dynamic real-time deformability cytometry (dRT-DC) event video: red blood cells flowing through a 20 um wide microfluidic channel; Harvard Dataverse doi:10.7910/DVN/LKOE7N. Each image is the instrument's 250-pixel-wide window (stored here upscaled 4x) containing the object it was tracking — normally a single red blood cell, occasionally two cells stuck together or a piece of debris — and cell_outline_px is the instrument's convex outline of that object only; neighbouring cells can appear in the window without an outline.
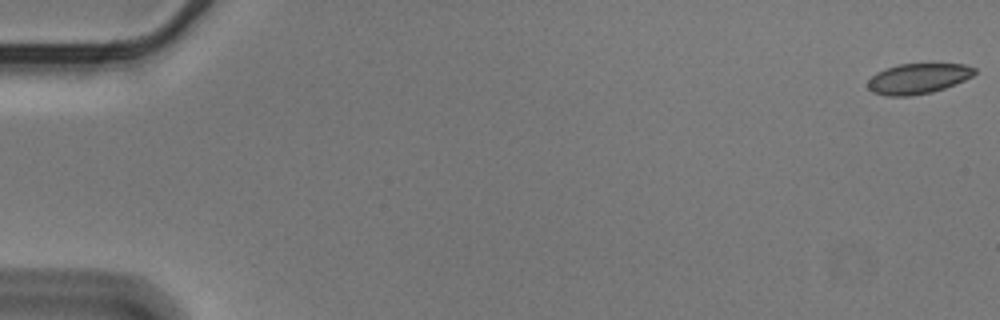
{"species": "Egyptian fruit bat (a non-hibernating species)", "species_latin": "Rousettus aegyptiacus", "temperature_condition": "cold", "stored_images_in_passage": 57, "camera_frame_rate_fps": 3000, "um_per_image_px": 0.085, "animal": {"sex": "male"}, "frame": {"image": 1, "passage_image": 1, "time_ms": 0.0, "image_size_px": [1000, 320], "cell_outline_px": [[976, 72], [972, 76], [964, 80], [944, 88], [932, 92], [912, 96], [884, 96], [872, 92], [868, 88], [868, 80], [876, 72], [884, 68], [900, 64], [964, 64], [976, 68]], "centroid_in_image_um": [78.0, 6.68], "position_along_channel_um": 7.0, "area_um2": 18.96}}
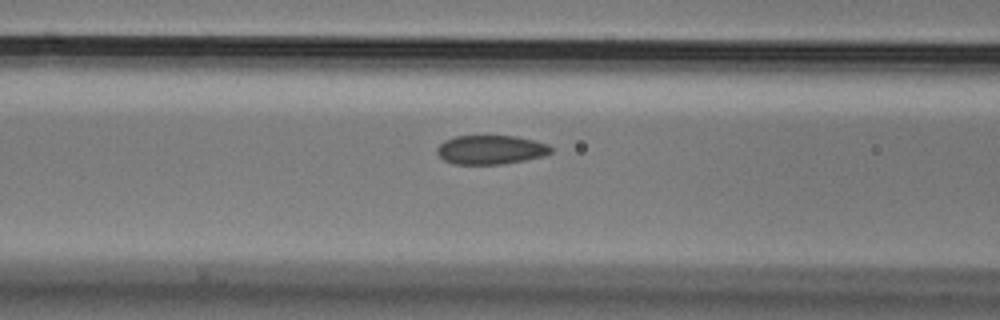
{"frame": {"image": 2, "passage_image": 24, "time_ms": 7.667, "image_size_px": [1000, 320], "cell_outline_px": [[556, 148], [552, 152], [544, 156], [504, 164], [452, 164], [444, 160], [436, 152], [436, 148], [444, 140], [456, 136], [516, 136], [536, 140], [548, 144]], "centroid_in_image_um": [41.75, 12.72], "position_along_channel_um": 124.8, "area_um2": 19.54}}
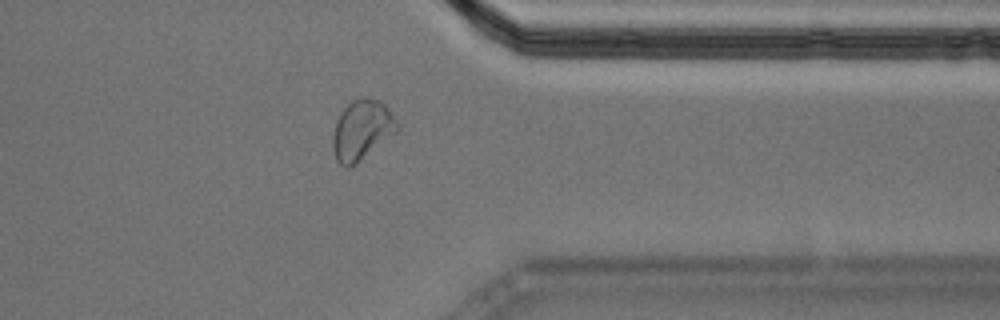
{"frame": {"image": 3, "passage_image": 46, "time_ms": 15.0, "image_size_px": [1000, 320], "cell_outline_px": [[400, 128], [396, 132], [356, 164], [348, 168], [344, 168], [336, 160], [332, 148], [332, 136], [336, 120], [340, 112], [352, 100], [364, 96], [380, 100], [384, 104], [400, 124]], "centroid_in_image_um": [30.74, 11.05], "position_along_channel_um": 380.7, "area_um2": 22.72}, "authors_computed_cell_mechanics": {"area_um2": 19.941, "velocity_mm_per_s": 3.5606, "shape_relaxation_time_tau1_ms": 8.0887, "shape_relaxation_time_tau2_ms": 2.01, "deformation_change_tau1": 0.1244, "deformation_change_tau2": 0.0592}}